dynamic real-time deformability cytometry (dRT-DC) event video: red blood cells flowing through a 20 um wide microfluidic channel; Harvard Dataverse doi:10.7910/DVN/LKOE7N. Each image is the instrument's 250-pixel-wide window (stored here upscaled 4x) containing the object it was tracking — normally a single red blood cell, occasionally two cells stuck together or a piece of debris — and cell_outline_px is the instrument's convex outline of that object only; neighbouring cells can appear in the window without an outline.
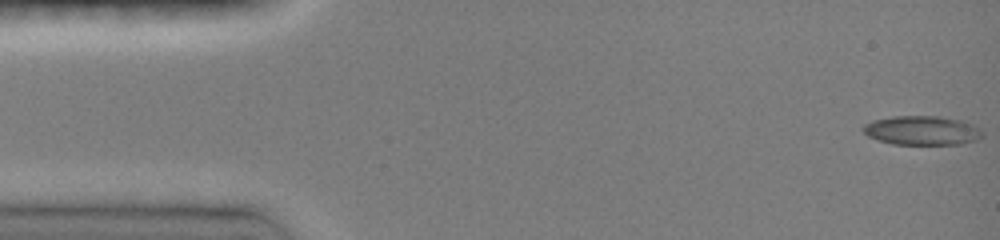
{"species": "common noctule bat (a hibernating species)", "species_latin": "Nyctalus noctula", "temperature_condition": "room temperature", "stored_images_in_passage": 9, "camera_frame_rate_fps": 3000, "um_per_image_px": 0.085, "animal": {"sex": "female", "body_mass_g": 19.0, "forearm_length_mm": 51.5}, "frame": {"image": 1, "passage_image": 1, "time_ms": 0.0, "image_size_px": [1000, 240], "cell_outline_px": [[984, 136], [976, 140], [960, 144], [892, 144], [868, 136], [864, 132], [864, 124], [872, 120], [892, 116], [940, 116], [960, 120], [972, 124], [980, 128], [984, 132]], "centroid_in_image_um": [78.41, 11.08], "position_along_channel_um": 6.6, "area_um2": 20.29}}
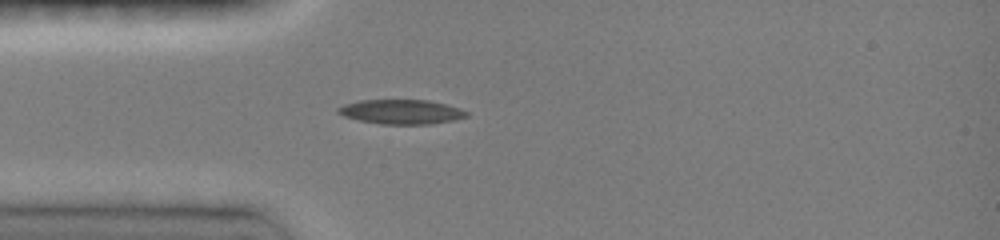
{"frame": {"image": 2, "passage_image": 6, "time_ms": 4.0, "image_size_px": [1000, 240], "cell_outline_px": [[468, 116], [456, 120], [428, 124], [380, 124], [360, 120], [344, 116], [336, 112], [336, 108], [344, 104], [360, 100], [428, 100], [460, 108], [468, 112]], "centroid_in_image_um": [34.1, 9.5], "position_along_channel_um": 50.9, "area_um2": 18.32}}
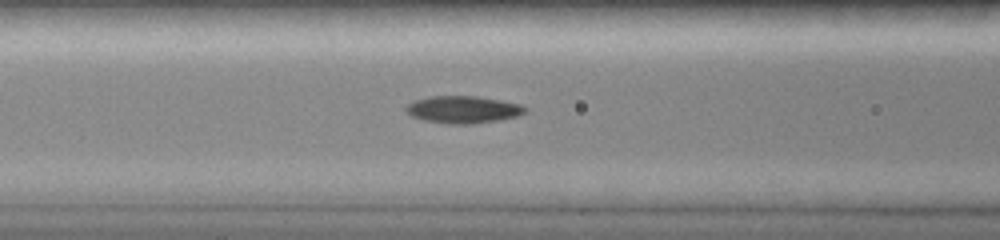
{"frame": {"image": 3, "passage_image": 9, "time_ms": 6.0, "image_size_px": [1000, 240], "cell_outline_px": [[528, 112], [516, 116], [500, 120], [468, 124], [452, 124], [424, 120], [412, 116], [404, 108], [412, 100], [428, 96], [476, 96], [500, 100], [520, 104], [528, 108]], "centroid_in_image_um": [39.37, 9.3], "position_along_channel_um": 127.2, "area_um2": 18.96}}